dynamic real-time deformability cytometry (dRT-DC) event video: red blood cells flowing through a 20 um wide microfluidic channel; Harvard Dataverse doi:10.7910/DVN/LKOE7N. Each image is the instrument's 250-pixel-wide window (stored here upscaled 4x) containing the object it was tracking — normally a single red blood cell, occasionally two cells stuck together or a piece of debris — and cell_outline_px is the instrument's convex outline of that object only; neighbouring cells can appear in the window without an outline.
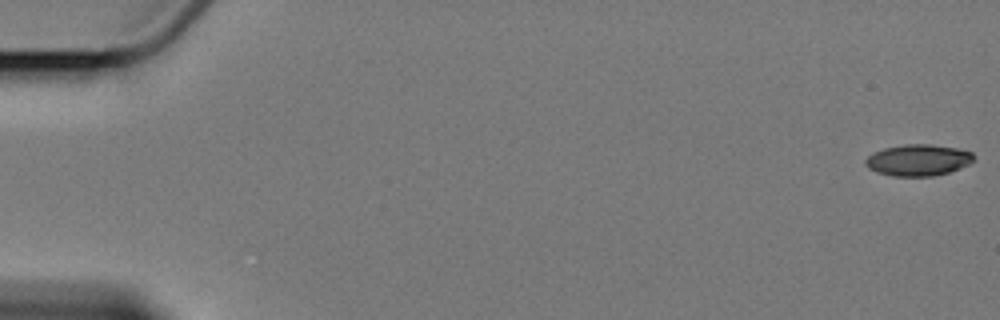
{"species": "Egyptian fruit bat (a non-hibernating species)", "species_latin": "Rousettus aegyptiacus", "temperature_condition": "cold", "stored_images_in_passage": 7, "camera_frame_rate_fps": 3000, "um_per_image_px": 0.085, "animal": {"sex": "female"}, "frame": {"image": 1, "passage_image": 1, "time_ms": 0.0, "image_size_px": [1000, 320], "cell_outline_px": [[976, 160], [960, 168], [948, 172], [932, 176], [892, 176], [876, 172], [868, 168], [864, 164], [864, 160], [872, 152], [884, 148], [904, 144], [932, 144], [956, 148], [972, 152], [976, 156]], "centroid_in_image_um": [78.03, 13.6], "position_along_channel_um": 7.0, "area_um2": 20.06}}
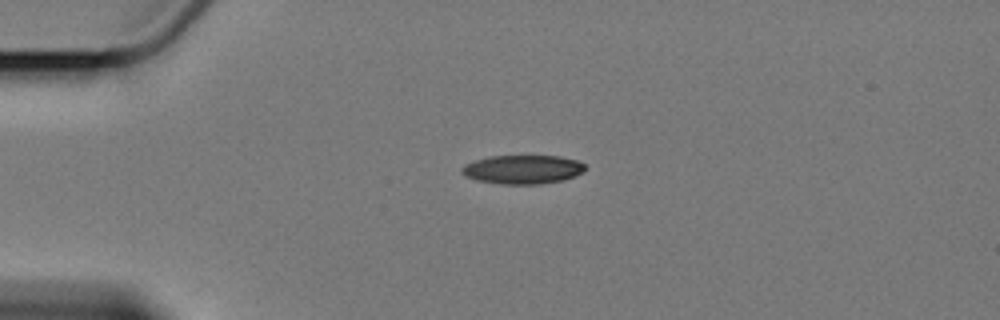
{"frame": {"image": 2, "passage_image": 5, "time_ms": 4.667, "image_size_px": [1000, 320], "cell_outline_px": [[584, 172], [576, 176], [564, 180], [540, 184], [500, 184], [476, 180], [464, 176], [460, 172], [460, 168], [464, 164], [488, 156], [560, 156], [576, 160], [584, 164]], "centroid_in_image_um": [44.4, 14.41], "position_along_channel_um": 40.6, "area_um2": 20.92}}
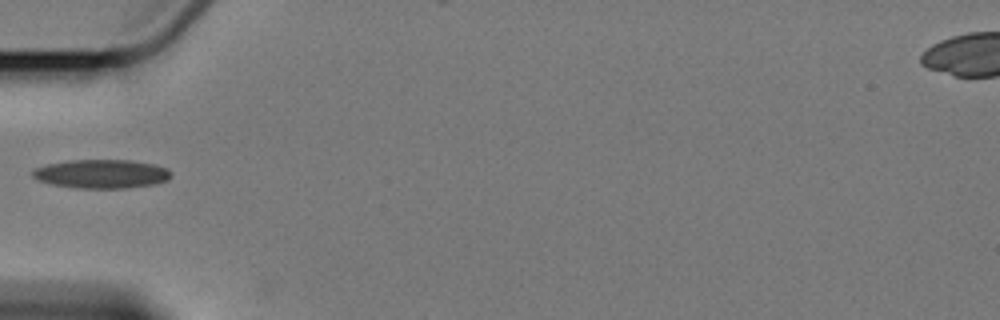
{"frame": {"image": 3, "passage_image": 6, "time_ms": 6.667, "image_size_px": [1000, 320], "cell_outline_px": [[172, 176], [168, 180], [156, 184], [124, 188], [76, 188], [52, 184], [36, 180], [32, 176], [32, 168], [44, 164], [68, 160], [132, 160], [156, 164], [168, 168], [172, 172]], "centroid_in_image_um": [8.63, 14.77], "position_along_channel_um": 76.4, "area_um2": 23.7}}